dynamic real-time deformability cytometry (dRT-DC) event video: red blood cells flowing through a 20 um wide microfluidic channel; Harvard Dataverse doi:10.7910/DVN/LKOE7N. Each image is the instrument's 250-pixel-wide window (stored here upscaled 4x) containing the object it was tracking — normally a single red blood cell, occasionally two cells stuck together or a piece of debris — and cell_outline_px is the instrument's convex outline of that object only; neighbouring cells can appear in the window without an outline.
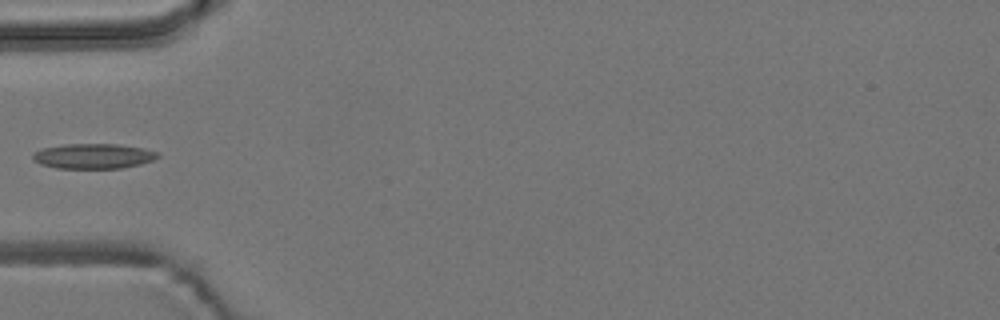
{"species": "common noctule bat (a hibernating species)", "species_latin": "Nyctalus noctula", "temperature_condition": "room temperature", "stored_images_in_passage": 4, "camera_frame_rate_fps": 3000, "um_per_image_px": 0.085, "animal": {"sex": "male", "body_mass_g": 19.2, "forearm_length_mm": 51.8}, "frame": {"image": 1, "passage_image": 3, "time_ms": 3.333, "image_size_px": [1000, 320], "cell_outline_px": [[160, 156], [152, 160], [140, 164], [120, 168], [56, 168], [40, 164], [32, 160], [32, 152], [40, 148], [64, 144], [116, 144], [144, 148], [160, 152]], "centroid_in_image_um": [7.9, 13.26], "position_along_channel_um": 77.1, "area_um2": 18.44}}
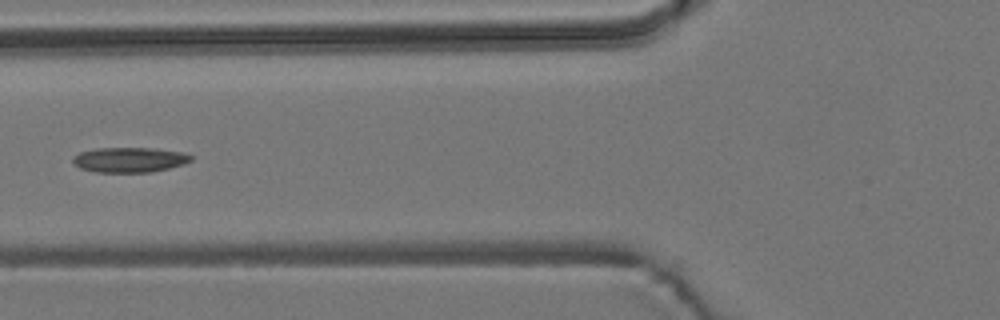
{"frame": {"image": 2, "passage_image": 4, "time_ms": 4.333, "image_size_px": [1000, 320], "cell_outline_px": [[192, 160], [184, 164], [152, 172], [96, 172], [80, 168], [72, 160], [72, 156], [80, 152], [96, 148], [152, 148], [184, 152], [192, 156]], "centroid_in_image_um": [11.01, 13.57], "position_along_channel_um": 114.8, "area_um2": 17.22}}